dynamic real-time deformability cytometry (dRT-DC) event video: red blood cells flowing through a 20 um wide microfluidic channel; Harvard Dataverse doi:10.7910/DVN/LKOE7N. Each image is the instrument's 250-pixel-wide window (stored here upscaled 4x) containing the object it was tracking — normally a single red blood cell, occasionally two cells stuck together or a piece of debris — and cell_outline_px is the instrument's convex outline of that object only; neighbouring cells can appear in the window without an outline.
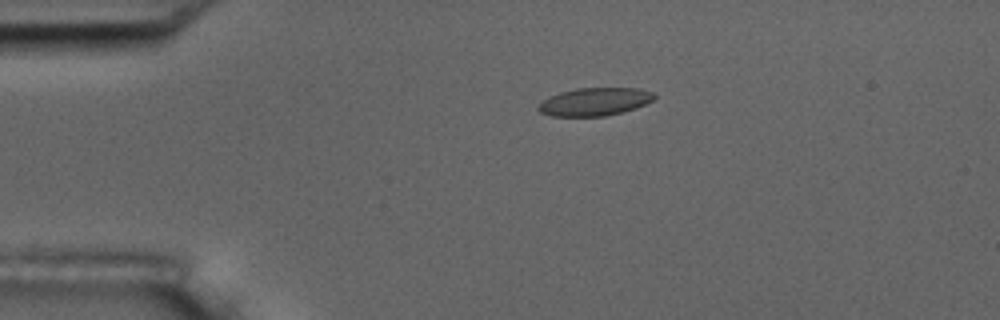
{"species": "common noctule bat (a hibernating species)", "species_latin": "Nyctalus noctula", "temperature_condition": "room temperature", "stored_images_in_passage": 4, "camera_frame_rate_fps": 3000, "um_per_image_px": 0.085, "animal": {"sex": "male", "body_mass_g": 17.5, "forearm_length_mm": 52.3}, "frame": {"image": 1, "passage_image": 3, "time_ms": 2.333, "image_size_px": [1000, 320], "cell_outline_px": [[656, 96], [652, 100], [636, 108], [624, 112], [604, 116], [552, 116], [540, 112], [536, 108], [548, 96], [560, 92], [576, 88], [636, 88], [652, 92]], "centroid_in_image_um": [50.53, 8.65], "position_along_channel_um": 34.5, "area_um2": 18.84}}